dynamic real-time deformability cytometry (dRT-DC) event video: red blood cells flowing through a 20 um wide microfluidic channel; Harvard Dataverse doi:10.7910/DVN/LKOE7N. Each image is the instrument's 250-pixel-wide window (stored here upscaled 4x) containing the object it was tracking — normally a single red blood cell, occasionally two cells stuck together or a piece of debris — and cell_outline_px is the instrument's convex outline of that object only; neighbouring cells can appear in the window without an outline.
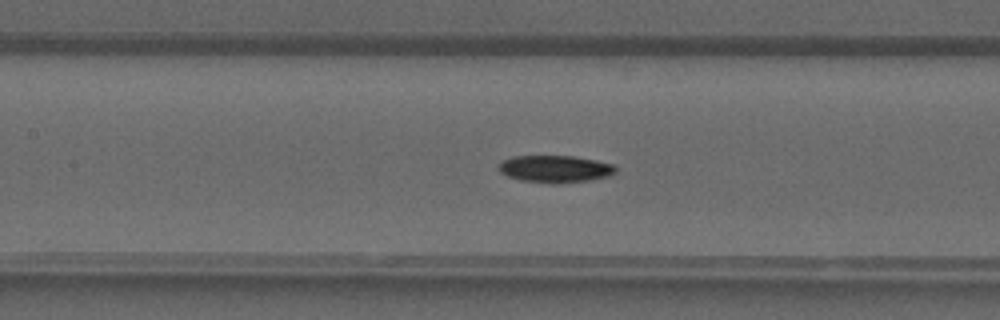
{"species": "common noctule bat (a hibernating species)", "species_latin": "Nyctalus noctula", "temperature_condition": "warm", "stored_images_in_passage": 41, "camera_frame_rate_fps": 3000, "um_per_image_px": 0.085, "animal": {"sex": "male", "forearm_length_mm": 52.5}, "frame": {"image": 1, "passage_image": 19, "time_ms": 6.0, "image_size_px": [1000, 320], "cell_outline_px": [[616, 172], [608, 176], [588, 180], [556, 184], [552, 184], [524, 180], [508, 176], [500, 172], [500, 164], [504, 160], [512, 156], [572, 156], [596, 160], [616, 164]], "centroid_in_image_um": [47.24, 14.35], "position_along_channel_um": 160.2, "area_um2": 18.38}}
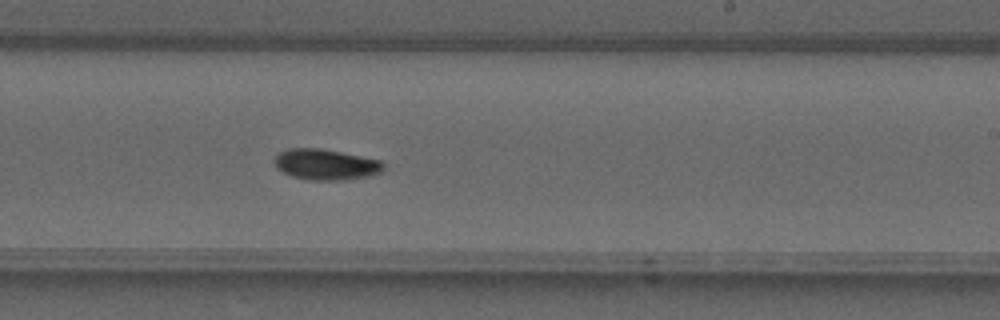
{"frame": {"image": 2, "passage_image": 25, "time_ms": 8.0, "image_size_px": [1000, 320], "cell_outline_px": [[384, 168], [380, 172], [368, 176], [344, 180], [308, 180], [292, 176], [276, 168], [272, 160], [280, 152], [288, 148], [320, 148], [380, 160], [384, 164]], "centroid_in_image_um": [27.65, 13.98], "position_along_channel_um": 261.3, "area_um2": 19.54}}
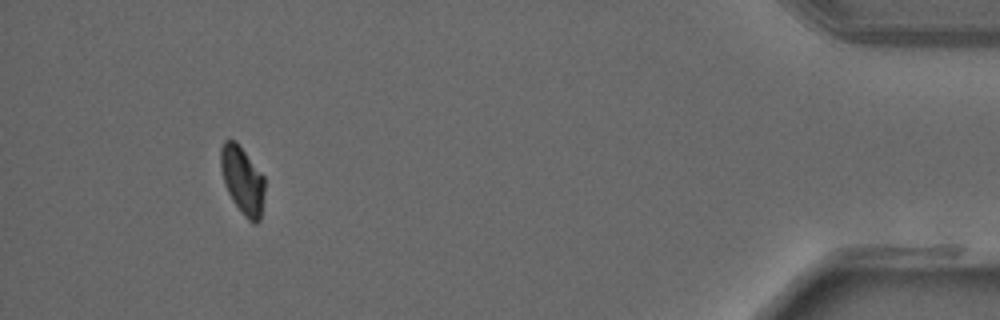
{"frame": {"image": 3, "passage_image": 38, "time_ms": 12.333, "image_size_px": [1000, 320], "cell_outline_px": [[264, 192], [260, 220], [256, 224], [252, 224], [244, 216], [232, 200], [224, 184], [220, 168], [220, 148], [224, 140], [236, 140], [264, 176]], "centroid_in_image_um": [20.59, 15.31], "position_along_channel_um": 414.6, "area_um2": 17.51}}